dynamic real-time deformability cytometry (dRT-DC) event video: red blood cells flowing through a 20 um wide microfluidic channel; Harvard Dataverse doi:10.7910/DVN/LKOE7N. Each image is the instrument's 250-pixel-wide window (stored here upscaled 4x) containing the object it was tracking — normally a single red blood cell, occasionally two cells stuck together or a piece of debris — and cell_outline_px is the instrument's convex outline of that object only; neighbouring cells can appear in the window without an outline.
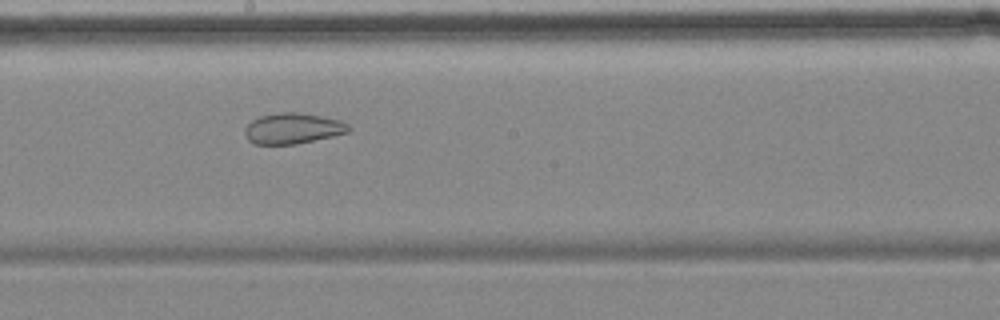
{"species": "common noctule bat (a hibernating species)", "species_latin": "Nyctalus noctula", "temperature_condition": "cold", "stored_images_in_passage": 9, "camera_frame_rate_fps": 3000, "um_per_image_px": 0.085, "animal": {"sex": "female", "body_mass_g": 18.4}, "frame": {"image": 1, "passage_image": 9, "time_ms": 9.333, "image_size_px": [1000, 320], "cell_outline_px": [[352, 128], [348, 132], [332, 136], [296, 144], [256, 144], [248, 140], [244, 136], [244, 128], [252, 120], [260, 116], [280, 112], [296, 112], [320, 116], [340, 120], [348, 124]], "centroid_in_image_um": [24.87, 10.91], "position_along_channel_um": 223.3, "area_um2": 18.55}}